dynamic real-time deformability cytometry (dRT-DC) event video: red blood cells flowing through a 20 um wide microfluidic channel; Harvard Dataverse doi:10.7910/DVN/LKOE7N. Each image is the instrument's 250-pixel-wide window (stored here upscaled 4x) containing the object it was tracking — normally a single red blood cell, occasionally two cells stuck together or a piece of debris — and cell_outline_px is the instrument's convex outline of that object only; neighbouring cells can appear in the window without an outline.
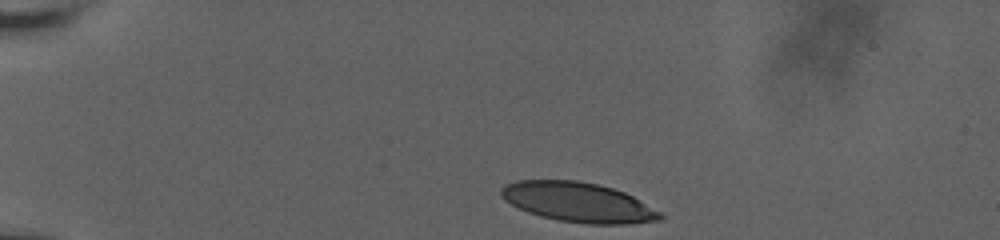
{"species": "human", "species_latin": "Homo sapiens", "temperature_condition": "room temperature", "stored_images_in_passage": 38, "camera_frame_rate_fps": 3000, "um_per_image_px": 0.085, "donor": {"sex": "male"}, "frame": {"image": 1, "passage_image": 1, "time_ms": 0.0, "image_size_px": [1000, 240], "cell_outline_px": [[664, 216], [660, 220], [624, 224], [588, 224], [560, 220], [540, 216], [528, 212], [504, 200], [500, 196], [500, 188], [504, 184], [516, 180], [576, 180], [600, 184], [624, 192], [632, 196], [660, 212]], "centroid_in_image_um": [49.11, 17.18], "position_along_channel_um": 35.9, "area_um2": 36.7}}
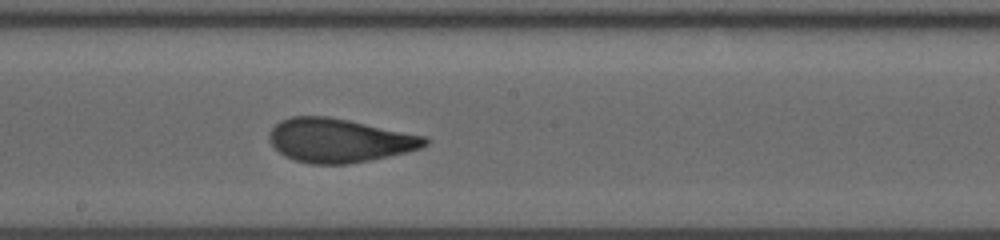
{"frame": {"image": 2, "passage_image": 22, "time_ms": 7.0, "image_size_px": [1000, 240], "cell_outline_px": [[428, 144], [420, 148], [388, 156], [348, 164], [308, 164], [284, 156], [268, 140], [268, 132], [280, 120], [292, 116], [328, 116], [428, 136]], "centroid_in_image_um": [28.82, 11.93], "position_along_channel_um": 219.4, "area_um2": 39.71}}
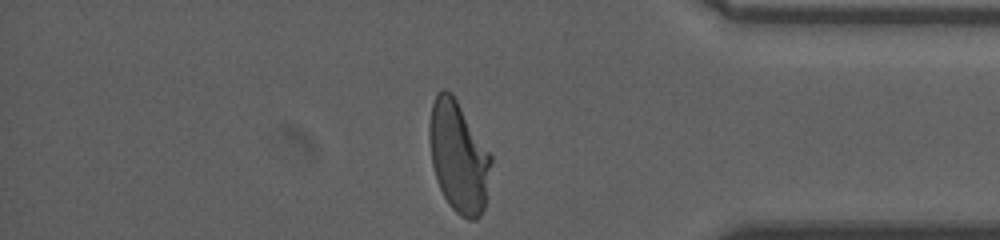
{"frame": {"image": 3, "passage_image": 38, "time_ms": 12.333, "image_size_px": [1000, 240], "cell_outline_px": [[492, 160], [484, 208], [480, 216], [476, 220], [468, 220], [460, 216], [448, 204], [436, 180], [432, 164], [428, 136], [428, 124], [432, 104], [436, 92], [440, 88], [444, 88], [452, 92], [492, 156]], "centroid_in_image_um": [38.95, 13.31], "position_along_channel_um": 396.3, "area_um2": 40.23}, "authors_computed_cell_mechanics": {"area_um2": 39.7375, "velocity_mm_per_s": 3.6469, "shape_relaxation_time_tau1_ms": 6.1831, "shape_relaxation_time_tau2_ms": 1.1238, "deformation_change_tau1": 0.223, "deformation_change_tau2": 0.0862}}